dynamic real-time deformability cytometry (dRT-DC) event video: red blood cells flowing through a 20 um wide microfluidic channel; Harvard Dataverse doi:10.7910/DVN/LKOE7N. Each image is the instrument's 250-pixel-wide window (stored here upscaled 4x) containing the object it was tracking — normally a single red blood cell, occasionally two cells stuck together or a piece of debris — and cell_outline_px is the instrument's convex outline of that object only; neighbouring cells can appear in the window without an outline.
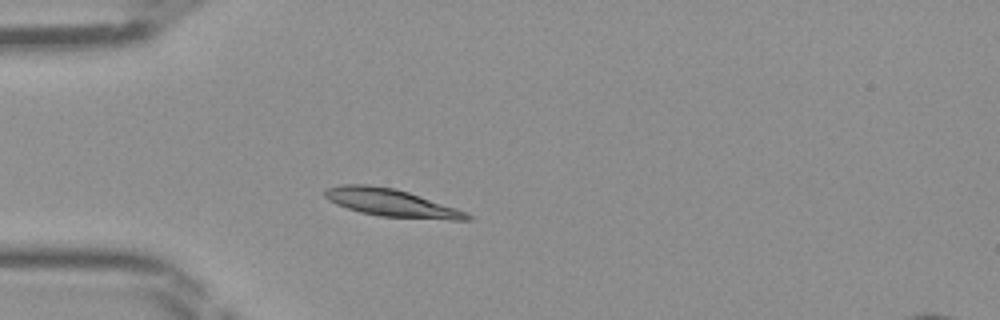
{"species": "Egyptian fruit bat (a non-hibernating species)", "species_latin": "Rousettus aegyptiacus", "temperature_condition": "room temperature", "stored_images_in_passage": 34, "camera_frame_rate_fps": 3000, "um_per_image_px": 0.085, "frame": {"image": 1, "passage_image": 1, "time_ms": 0.0, "image_size_px": [1000, 320], "cell_outline_px": [[472, 220], [448, 220], [380, 216], [360, 212], [336, 204], [328, 200], [324, 196], [324, 188], [344, 184], [368, 184], [396, 188], [468, 212], [472, 216]], "centroid_in_image_um": [33.26, 17.23], "position_along_channel_um": 51.7, "area_um2": 23.0}}
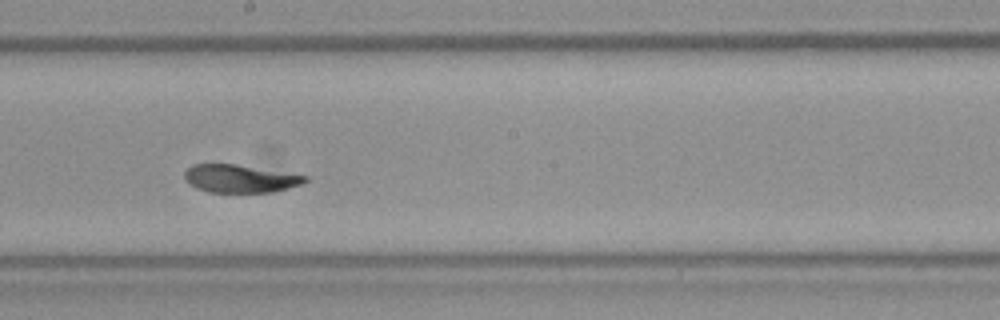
{"frame": {"image": 2, "passage_image": 14, "time_ms": 4.333, "image_size_px": [1000, 320], "cell_outline_px": [[308, 180], [304, 184], [272, 192], [208, 192], [196, 188], [184, 180], [184, 172], [192, 164], [236, 164], [308, 176]], "centroid_in_image_um": [20.4, 15.18], "position_along_channel_um": 227.8, "area_um2": 19.65}}
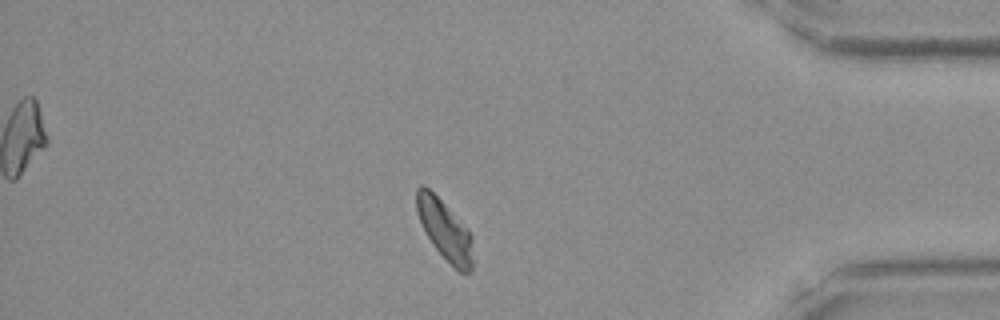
{"frame": {"image": 3, "passage_image": 28, "time_ms": 9.0, "image_size_px": [1000, 320], "cell_outline_px": [[472, 272], [460, 272], [432, 244], [416, 212], [416, 188], [420, 184], [424, 184], [468, 228], [472, 236]], "centroid_in_image_um": [37.8, 19.51], "position_along_channel_um": 397.4, "area_um2": 19.25}}